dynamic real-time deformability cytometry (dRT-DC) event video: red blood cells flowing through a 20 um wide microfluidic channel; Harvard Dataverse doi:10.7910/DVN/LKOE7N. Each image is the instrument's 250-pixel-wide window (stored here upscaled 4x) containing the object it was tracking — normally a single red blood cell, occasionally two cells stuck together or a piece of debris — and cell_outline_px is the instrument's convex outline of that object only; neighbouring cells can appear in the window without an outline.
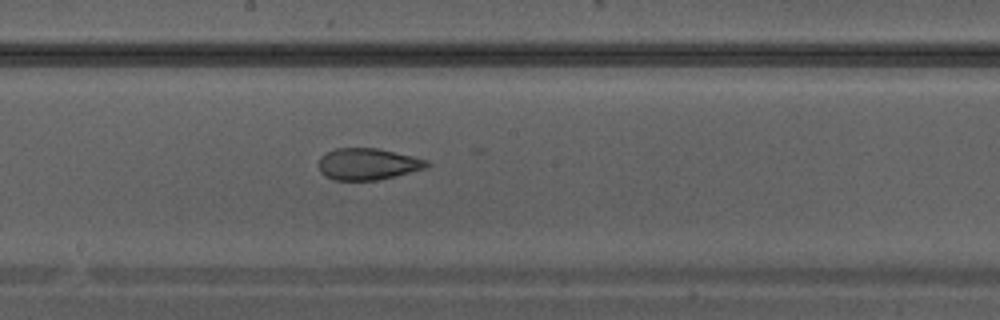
{"species": "Egyptian fruit bat (a non-hibernating species)", "species_latin": "Rousettus aegyptiacus", "temperature_condition": "warm", "stored_images_in_passage": 26, "camera_frame_rate_fps": 3000, "um_per_image_px": 0.085, "animal": {"sex": "male"}, "frame": {"image": 1, "passage_image": 12, "time_ms": 3.667, "image_size_px": [1000, 320], "cell_outline_px": [[432, 164], [424, 168], [376, 180], [336, 180], [324, 176], [320, 172], [316, 164], [320, 156], [336, 148], [376, 148], [412, 156], [428, 160]], "centroid_in_image_um": [31.19, 13.94], "position_along_channel_um": 217.0, "area_um2": 19.83}}
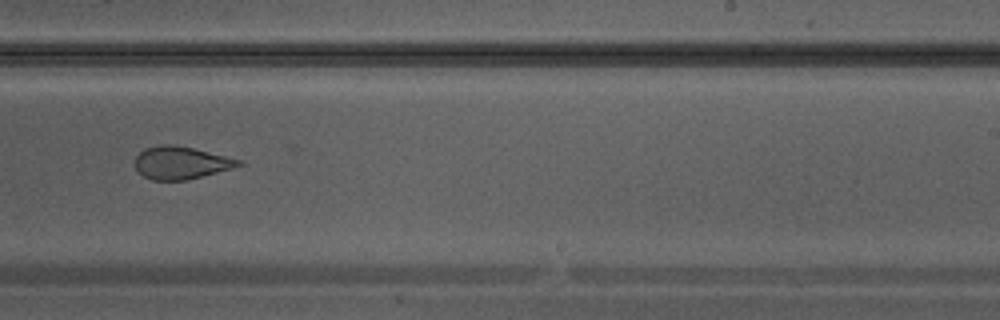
{"frame": {"image": 2, "passage_image": 15, "time_ms": 4.667, "image_size_px": [1000, 320], "cell_outline_px": [[244, 164], [232, 168], [184, 180], [152, 180], [144, 176], [136, 168], [136, 156], [144, 148], [160, 144], [172, 144], [192, 148], [244, 160]], "centroid_in_image_um": [15.39, 13.82], "position_along_channel_um": 273.6, "area_um2": 19.48}}